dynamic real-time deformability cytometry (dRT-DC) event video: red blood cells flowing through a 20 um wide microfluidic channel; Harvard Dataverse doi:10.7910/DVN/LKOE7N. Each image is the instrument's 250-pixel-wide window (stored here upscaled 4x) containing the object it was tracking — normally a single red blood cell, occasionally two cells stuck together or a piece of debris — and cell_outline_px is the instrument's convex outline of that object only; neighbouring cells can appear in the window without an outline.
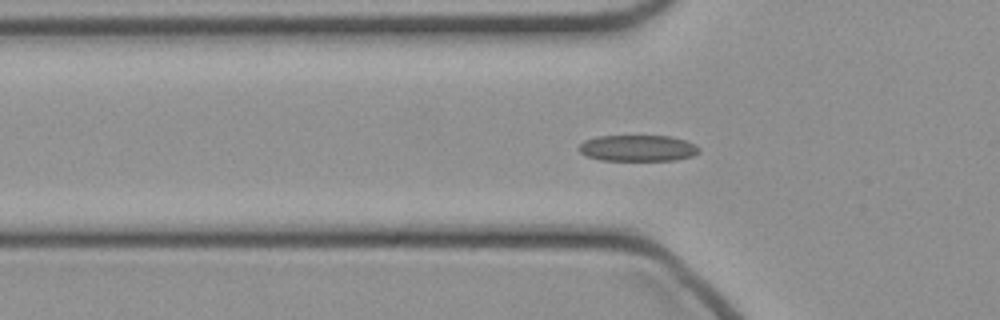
{"species": "common noctule bat (a hibernating species)", "species_latin": "Nyctalus noctula", "temperature_condition": "cold", "stored_images_in_passage": 30, "camera_frame_rate_fps": 3000, "um_per_image_px": 0.085, "animal": {"sex": "female", "body_mass_g": 21.9}, "frame": {"image": 1, "passage_image": 4, "time_ms": 1.0, "image_size_px": [1000, 320], "cell_outline_px": [[700, 152], [692, 156], [676, 160], [600, 160], [588, 156], [580, 152], [580, 144], [584, 140], [596, 136], [668, 136], [684, 140], [696, 144], [700, 148]], "centroid_in_image_um": [54.24, 12.59], "position_along_channel_um": 71.6, "area_um2": 18.32}}
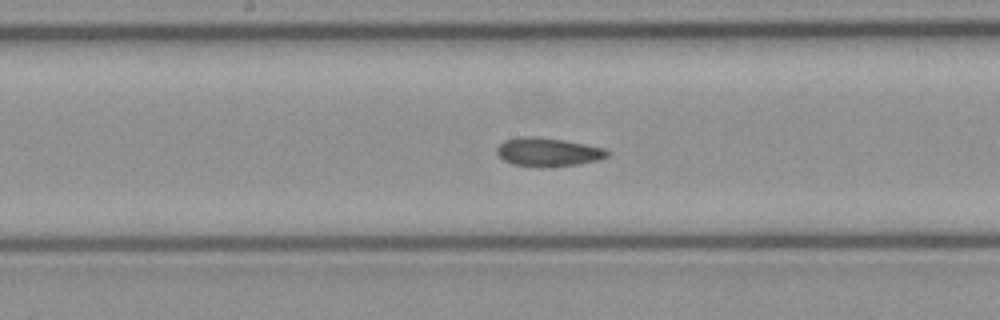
{"frame": {"image": 2, "passage_image": 13, "time_ms": 4.0, "image_size_px": [1000, 320], "cell_outline_px": [[608, 156], [596, 160], [576, 164], [512, 164], [504, 160], [496, 152], [496, 148], [504, 140], [516, 136], [536, 136], [564, 140], [604, 148], [608, 152]], "centroid_in_image_um": [46.53, 12.86], "position_along_channel_um": 201.7, "area_um2": 17.51}}
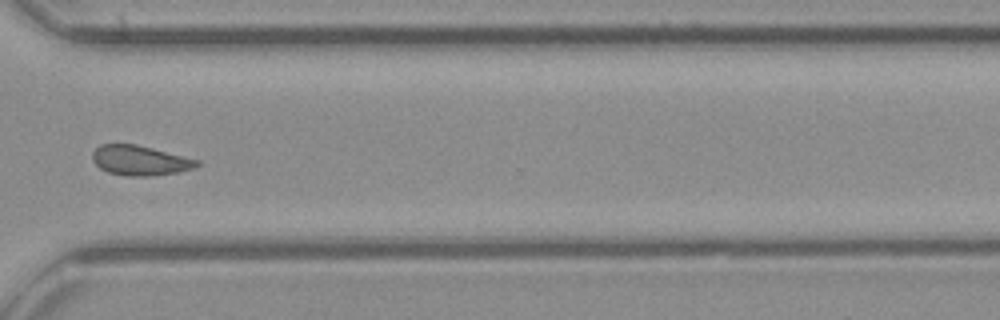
{"frame": {"image": 3, "passage_image": 24, "time_ms": 7.667, "image_size_px": [1000, 320], "cell_outline_px": [[200, 164], [196, 168], [176, 172], [152, 176], [128, 176], [108, 172], [100, 168], [92, 160], [92, 152], [100, 144], [136, 144], [200, 160]], "centroid_in_image_um": [11.9, 13.64], "position_along_channel_um": 358.7, "area_um2": 18.21}}